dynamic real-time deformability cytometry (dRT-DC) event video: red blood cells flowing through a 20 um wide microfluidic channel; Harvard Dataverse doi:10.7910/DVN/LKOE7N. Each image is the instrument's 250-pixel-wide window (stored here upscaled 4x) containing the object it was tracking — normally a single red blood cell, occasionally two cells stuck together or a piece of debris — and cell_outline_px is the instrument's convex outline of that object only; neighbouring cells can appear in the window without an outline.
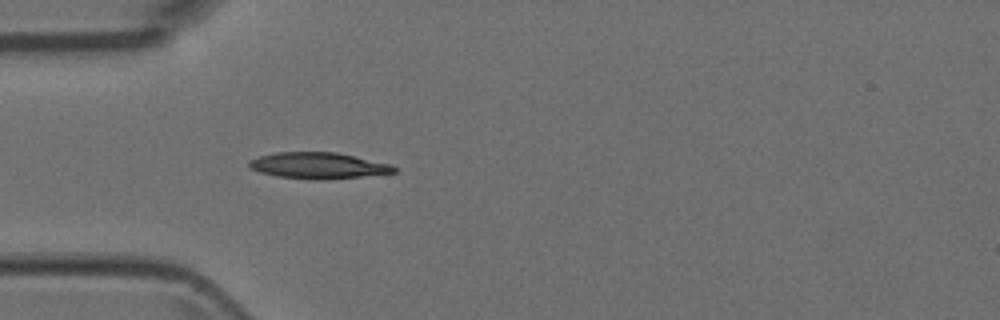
{"species": "Egyptian fruit bat (a non-hibernating species)", "species_latin": "Rousettus aegyptiacus", "temperature_condition": "room temperature", "stored_images_in_passage": 5, "camera_frame_rate_fps": 3000, "um_per_image_px": 0.085, "animal": {"sex": "female"}, "frame": {"image": 1, "passage_image": 5, "time_ms": 1.333, "image_size_px": [1000, 320], "cell_outline_px": [[396, 172], [324, 180], [312, 180], [276, 176], [260, 172], [248, 168], [248, 160], [260, 156], [276, 152], [336, 152], [388, 164], [396, 168]], "centroid_in_image_um": [26.96, 14.08], "position_along_channel_um": 58.0, "area_um2": 21.96}}